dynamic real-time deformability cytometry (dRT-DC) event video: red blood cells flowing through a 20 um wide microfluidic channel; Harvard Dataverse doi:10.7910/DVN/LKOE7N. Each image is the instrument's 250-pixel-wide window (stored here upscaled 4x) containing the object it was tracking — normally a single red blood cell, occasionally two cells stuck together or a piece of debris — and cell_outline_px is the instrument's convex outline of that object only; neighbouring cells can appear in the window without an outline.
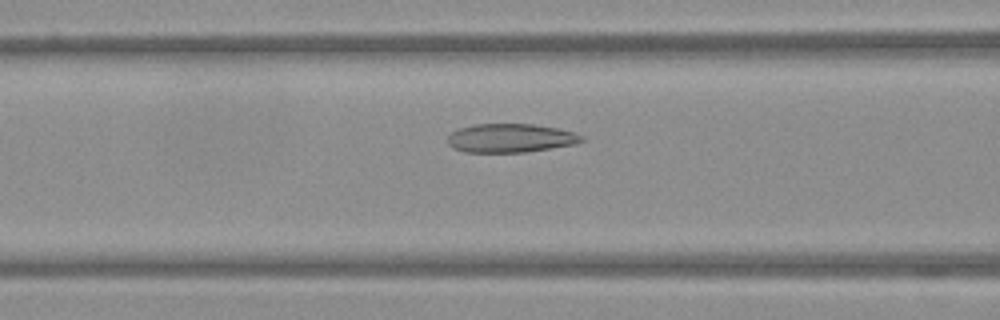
{"species": "Egyptian fruit bat (a non-hibernating species)", "species_latin": "Rousettus aegyptiacus", "temperature_condition": "warm", "stored_images_in_passage": 43, "camera_frame_rate_fps": 3000, "um_per_image_px": 0.085, "frame": {"image": 1, "passage_image": 11, "time_ms": 3.333, "image_size_px": [1000, 320], "cell_outline_px": [[584, 140], [576, 144], [524, 152], [464, 152], [452, 148], [448, 144], [448, 136], [452, 132], [460, 128], [476, 124], [532, 124], [556, 128], [572, 132], [584, 136]], "centroid_in_image_um": [43.38, 11.74], "position_along_channel_um": 123.2, "area_um2": 22.31}}
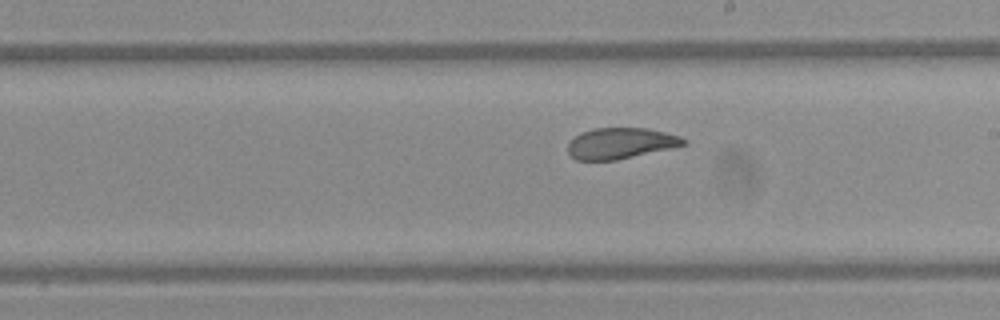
{"frame": {"image": 2, "passage_image": 20, "time_ms": 6.333, "image_size_px": [1000, 320], "cell_outline_px": [[688, 144], [672, 148], [616, 160], [576, 160], [568, 152], [568, 144], [580, 132], [592, 128], [648, 128], [680, 136], [688, 140]], "centroid_in_image_um": [52.78, 12.17], "position_along_channel_um": 236.2, "area_um2": 20.92}}
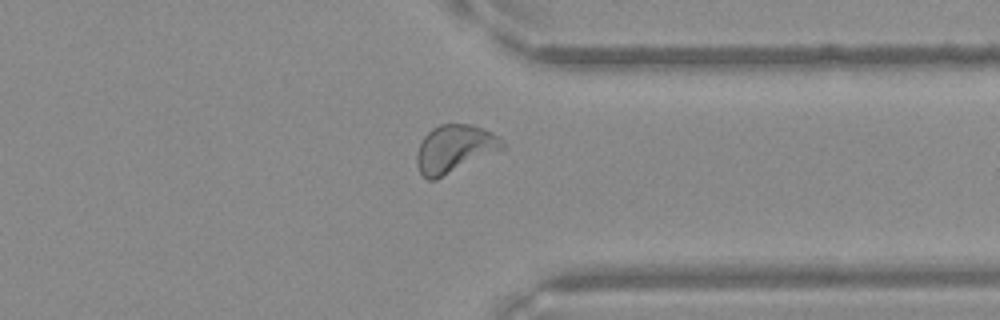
{"frame": {"image": 3, "passage_image": 31, "time_ms": 10.0, "image_size_px": [1000, 320], "cell_outline_px": [[504, 148], [436, 180], [428, 180], [420, 172], [416, 164], [416, 156], [420, 144], [424, 136], [432, 128], [440, 124], [472, 124], [492, 132], [500, 136], [504, 144]], "centroid_in_image_um": [38.63, 12.64], "position_along_channel_um": 372.8, "area_um2": 23.76}}